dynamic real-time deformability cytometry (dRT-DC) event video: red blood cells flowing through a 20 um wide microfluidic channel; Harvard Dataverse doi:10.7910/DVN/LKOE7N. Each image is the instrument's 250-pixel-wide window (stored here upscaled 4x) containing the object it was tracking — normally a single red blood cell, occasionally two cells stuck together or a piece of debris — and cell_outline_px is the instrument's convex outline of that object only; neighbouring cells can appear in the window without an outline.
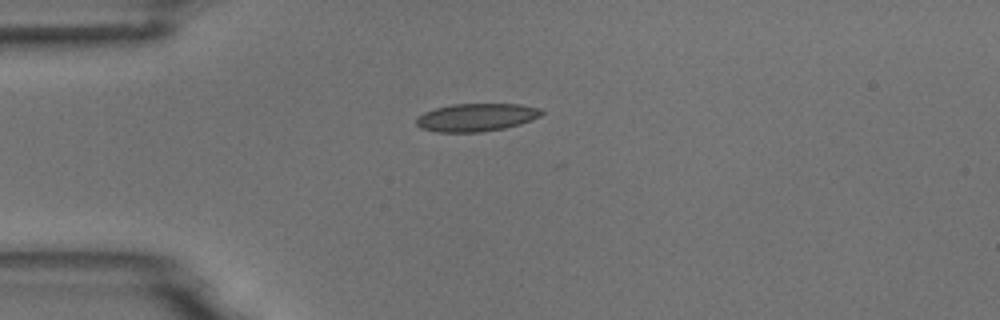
{"species": "common noctule bat (a hibernating species)", "species_latin": "Nyctalus noctula", "temperature_condition": "room temperature", "stored_images_in_passage": 7, "camera_frame_rate_fps": 3000, "um_per_image_px": 0.085, "animal": {"sex": "male", "body_mass_g": 18.8}, "frame": {"image": 1, "passage_image": 1, "time_ms": 0.0, "image_size_px": [1000, 320], "cell_outline_px": [[544, 112], [540, 116], [520, 124], [504, 128], [480, 132], [436, 132], [420, 128], [416, 124], [416, 116], [424, 112], [436, 108], [452, 104], [520, 104], [540, 108]], "centroid_in_image_um": [40.46, 9.97], "position_along_channel_um": 44.5, "area_um2": 20.4}}
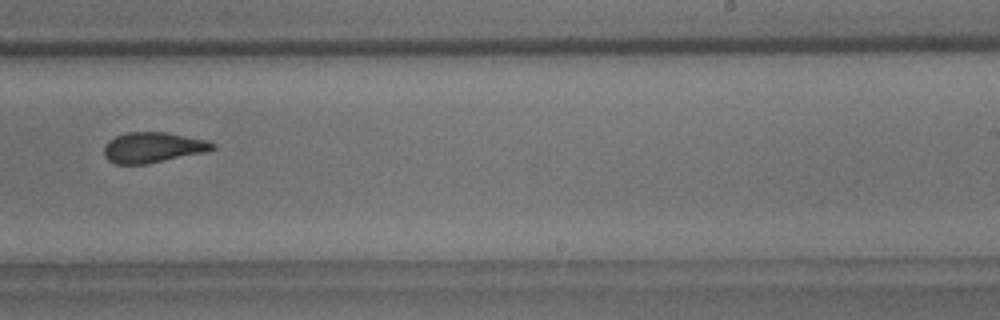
{"frame": {"image": 2, "passage_image": 7, "time_ms": 6.667, "image_size_px": [1000, 320], "cell_outline_px": [[216, 148], [204, 152], [144, 164], [116, 164], [108, 160], [104, 156], [104, 148], [108, 140], [116, 136], [128, 132], [168, 132], [208, 140], [216, 144]], "centroid_in_image_um": [13.0, 12.52], "position_along_channel_um": 276.0, "area_um2": 19.19}}